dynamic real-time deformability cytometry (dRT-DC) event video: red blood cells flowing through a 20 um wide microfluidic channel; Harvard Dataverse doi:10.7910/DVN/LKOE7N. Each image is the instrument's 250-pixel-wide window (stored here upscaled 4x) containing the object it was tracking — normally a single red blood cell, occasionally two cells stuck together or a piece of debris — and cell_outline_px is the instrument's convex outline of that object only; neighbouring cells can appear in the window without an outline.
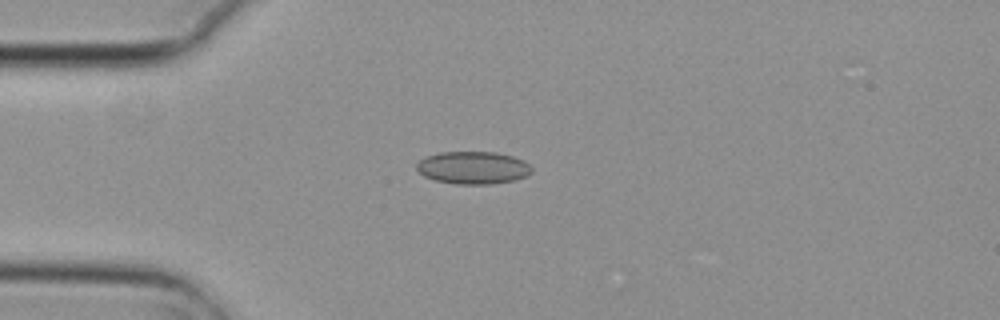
{"species": "common noctule bat (a hibernating species)", "species_latin": "Nyctalus noctula", "temperature_condition": "cold", "stored_images_in_passage": 4, "camera_frame_rate_fps": 3000, "um_per_image_px": 0.085, "animal": {"sex": "female", "body_mass_g": 29.2, "forearm_length_mm": 56.3}, "frame": {"image": 1, "passage_image": 3, "time_ms": 0.667, "image_size_px": [1000, 320], "cell_outline_px": [[532, 172], [528, 176], [512, 180], [488, 184], [456, 184], [436, 180], [424, 176], [416, 168], [416, 164], [420, 160], [428, 156], [440, 152], [496, 152], [512, 156], [528, 164], [532, 168]], "centroid_in_image_um": [40.2, 14.25], "position_along_channel_um": 44.8, "area_um2": 21.62}}
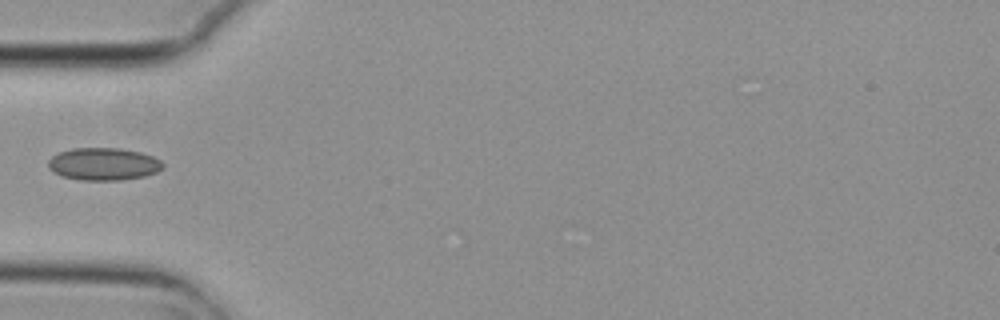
{"frame": {"image": 2, "passage_image": 4, "time_ms": 1.0, "image_size_px": [1000, 320], "cell_outline_px": [[164, 168], [156, 172], [144, 176], [120, 180], [80, 180], [60, 176], [52, 172], [48, 168], [48, 160], [52, 156], [60, 152], [72, 148], [120, 148], [140, 152], [152, 156], [160, 160], [164, 164]], "centroid_in_image_um": [8.78, 13.94], "position_along_channel_um": 76.2, "area_um2": 21.85}}